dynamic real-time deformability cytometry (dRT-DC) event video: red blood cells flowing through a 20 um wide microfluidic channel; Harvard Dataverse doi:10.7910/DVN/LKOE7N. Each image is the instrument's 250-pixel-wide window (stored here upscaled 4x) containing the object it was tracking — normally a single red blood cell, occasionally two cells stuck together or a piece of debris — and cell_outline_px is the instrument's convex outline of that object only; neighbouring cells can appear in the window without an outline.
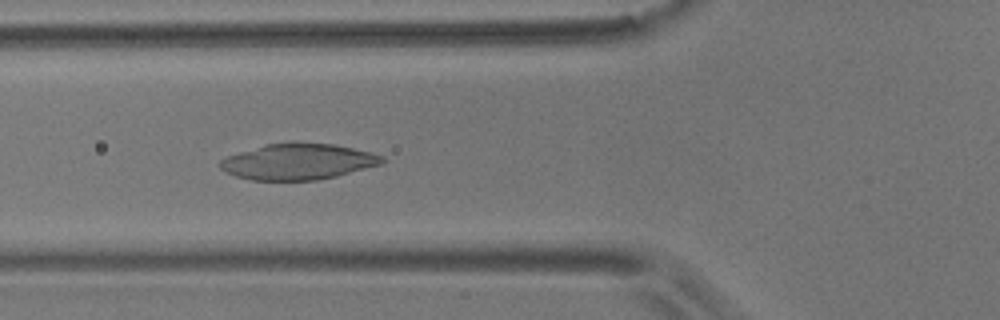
{"species": "common noctule bat (a hibernating species)", "species_latin": "Nyctalus noctula", "temperature_condition": "room temperature", "stored_images_in_passage": 57, "camera_frame_rate_fps": 3000, "um_per_image_px": 0.085, "animal": {"sex": "male", "body_mass_g": 17.9}, "frame": {"image": 1, "passage_image": 20, "time_ms": 6.333, "image_size_px": [1000, 320], "cell_outline_px": [[388, 160], [380, 164], [336, 176], [316, 180], [252, 180], [236, 176], [224, 172], [216, 164], [220, 160], [228, 156], [264, 144], [332, 144], [352, 148], [384, 156]], "centroid_in_image_um": [25.3, 13.76], "position_along_channel_um": 100.5, "area_um2": 33.35}}
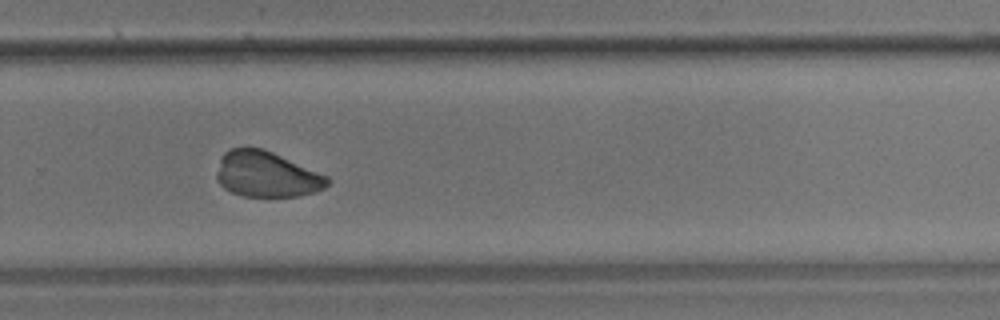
{"frame": {"image": 2, "passage_image": 38, "time_ms": 12.333, "image_size_px": [1000, 320], "cell_outline_px": [[332, 180], [324, 188], [316, 192], [300, 196], [240, 196], [224, 188], [216, 180], [216, 172], [220, 156], [224, 152], [232, 148], [264, 148], [328, 176]], "centroid_in_image_um": [22.65, 14.82], "position_along_channel_um": 307.1, "area_um2": 29.71}}
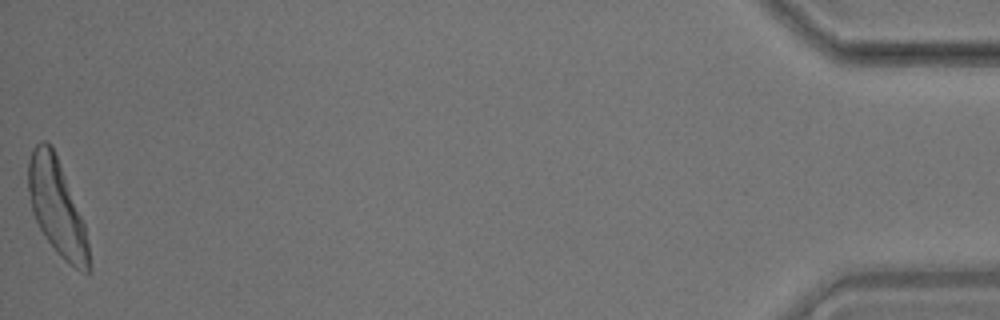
{"frame": {"image": 3, "passage_image": 57, "time_ms": 18.667, "image_size_px": [1000, 320], "cell_outline_px": [[92, 268], [88, 272], [80, 272], [64, 260], [60, 256], [44, 236], [32, 212], [28, 188], [28, 160], [32, 148], [40, 140], [44, 140], [52, 144], [84, 224], [92, 264]], "centroid_in_image_um": [4.83, 17.64], "position_along_channel_um": 430.4, "area_um2": 33.7}}